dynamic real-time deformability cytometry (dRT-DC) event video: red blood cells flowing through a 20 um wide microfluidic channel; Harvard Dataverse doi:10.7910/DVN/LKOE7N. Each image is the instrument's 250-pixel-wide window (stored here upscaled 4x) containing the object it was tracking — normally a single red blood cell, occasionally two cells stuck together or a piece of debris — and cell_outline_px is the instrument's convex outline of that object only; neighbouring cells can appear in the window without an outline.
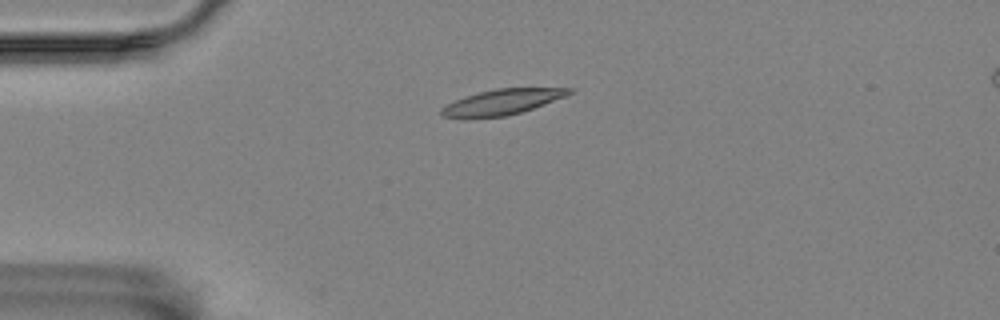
{"species": "Egyptian fruit bat (a non-hibernating species)", "species_latin": "Rousettus aegyptiacus", "temperature_condition": "room temperature", "stored_images_in_passage": 3, "camera_frame_rate_fps": 3000, "um_per_image_px": 0.085, "animal": {"sex": "female"}, "frame": {"image": 1, "passage_image": 1, "time_ms": 0.0, "image_size_px": [1000, 320], "cell_outline_px": [[576, 88], [568, 96], [520, 112], [504, 116], [468, 120], [440, 116], [440, 108], [464, 96], [496, 88]], "centroid_in_image_um": [42.62, 8.69], "position_along_channel_um": 42.4, "area_um2": 19.31}}
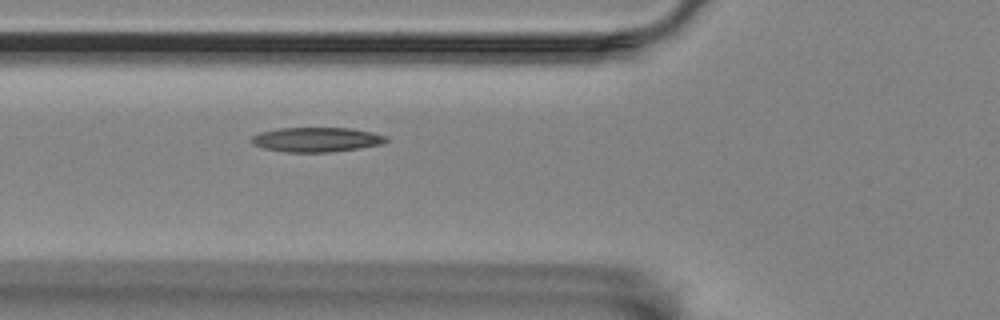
{"frame": {"image": 2, "passage_image": 3, "time_ms": 2.333, "image_size_px": [1000, 320], "cell_outline_px": [[388, 140], [384, 144], [360, 148], [332, 152], [284, 152], [264, 148], [252, 144], [248, 140], [252, 136], [260, 132], [280, 128], [352, 128], [372, 132], [384, 136]], "centroid_in_image_um": [26.88, 11.87], "position_along_channel_um": 98.9, "area_um2": 19.42}}